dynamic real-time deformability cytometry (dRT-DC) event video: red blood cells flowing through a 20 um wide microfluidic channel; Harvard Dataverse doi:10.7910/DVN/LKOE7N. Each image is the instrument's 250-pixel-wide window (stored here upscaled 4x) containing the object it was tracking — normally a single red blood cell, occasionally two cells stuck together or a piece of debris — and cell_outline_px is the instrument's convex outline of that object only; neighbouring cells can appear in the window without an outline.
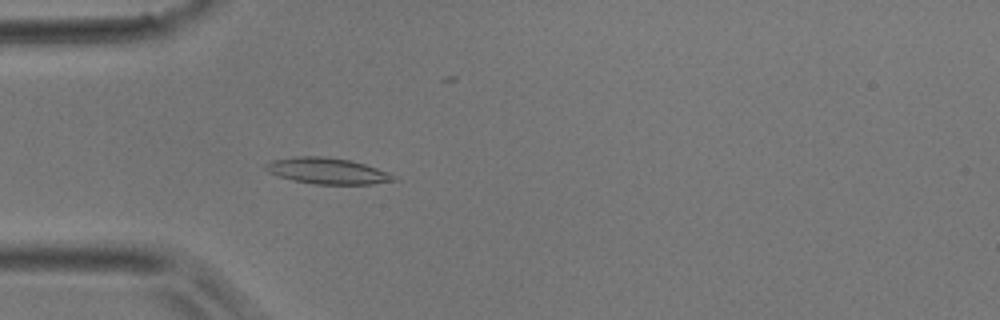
{"species": "common noctule bat (a hibernating species)", "species_latin": "Nyctalus noctula", "temperature_condition": "room temperature", "stored_images_in_passage": 45, "camera_frame_rate_fps": 3000, "um_per_image_px": 0.085, "animal": {"sex": "male", "body_mass_g": 17.9}, "frame": {"image": 1, "passage_image": 13, "time_ms": 4.0, "image_size_px": [1000, 320], "cell_outline_px": [[400, 180], [372, 184], [316, 184], [292, 180], [268, 172], [264, 168], [264, 164], [272, 160], [296, 156], [324, 156], [352, 160], [376, 168], [396, 176]], "centroid_in_image_um": [27.82, 14.52], "position_along_channel_um": 57.2, "area_um2": 19.54}}
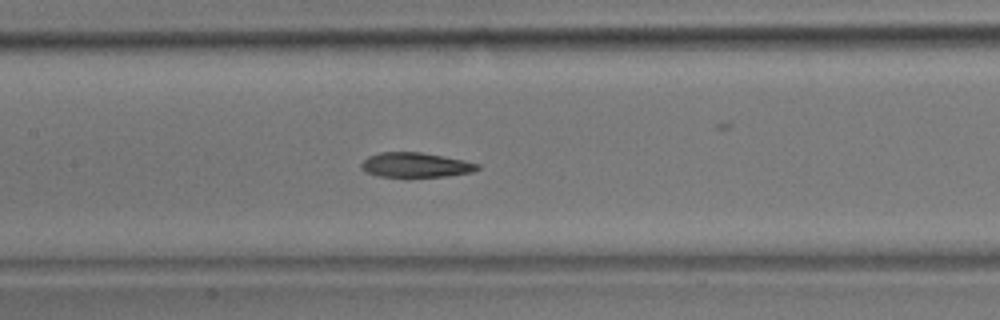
{"frame": {"image": 2, "passage_image": 21, "time_ms": 6.667, "image_size_px": [1000, 320], "cell_outline_px": [[480, 168], [472, 172], [444, 176], [380, 176], [364, 172], [360, 168], [360, 164], [368, 156], [380, 152], [420, 152], [464, 160], [480, 164]], "centroid_in_image_um": [35.3, 14.01], "position_along_channel_um": 172.1, "area_um2": 16.59}}
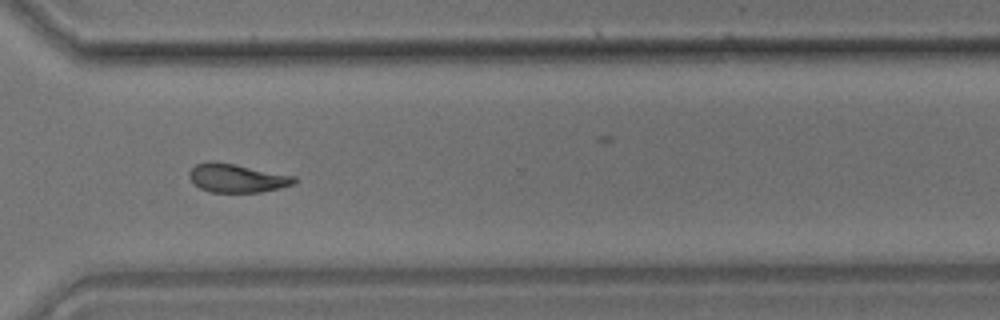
{"frame": {"image": 3, "passage_image": 33, "time_ms": 10.667, "image_size_px": [1000, 320], "cell_outline_px": [[296, 184], [280, 188], [260, 192], [212, 192], [200, 188], [188, 176], [188, 172], [196, 164], [208, 160], [212, 160], [236, 164], [296, 176]], "centroid_in_image_um": [20.15, 15.12], "position_along_channel_um": 350.4, "area_um2": 17.63}}